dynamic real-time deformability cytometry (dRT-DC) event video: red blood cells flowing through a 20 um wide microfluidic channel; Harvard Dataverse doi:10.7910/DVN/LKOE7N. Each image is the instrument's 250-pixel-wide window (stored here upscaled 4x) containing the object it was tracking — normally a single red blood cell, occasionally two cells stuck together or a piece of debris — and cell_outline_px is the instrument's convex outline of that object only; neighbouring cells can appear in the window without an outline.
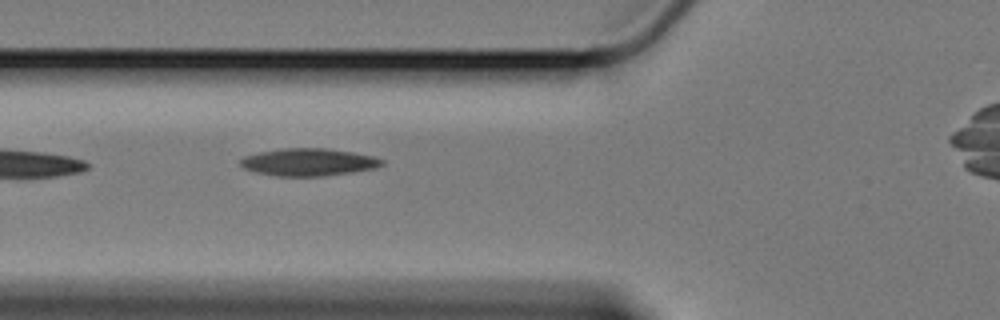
{"species": "Egyptian fruit bat (a non-hibernating species)", "species_latin": "Rousettus aegyptiacus", "temperature_condition": "cold", "stored_images_in_passage": 15, "camera_frame_rate_fps": 3000, "um_per_image_px": 0.085, "animal": {"sex": "female"}, "frame": {"image": 1, "passage_image": 3, "time_ms": 0.667, "image_size_px": [1000, 320], "cell_outline_px": [[384, 164], [376, 168], [352, 172], [320, 176], [280, 176], [256, 172], [244, 168], [240, 164], [240, 160], [244, 156], [260, 152], [280, 148], [328, 148], [352, 152], [372, 156], [384, 160]], "centroid_in_image_um": [26.23, 13.77], "position_along_channel_um": 99.6, "area_um2": 22.54}}
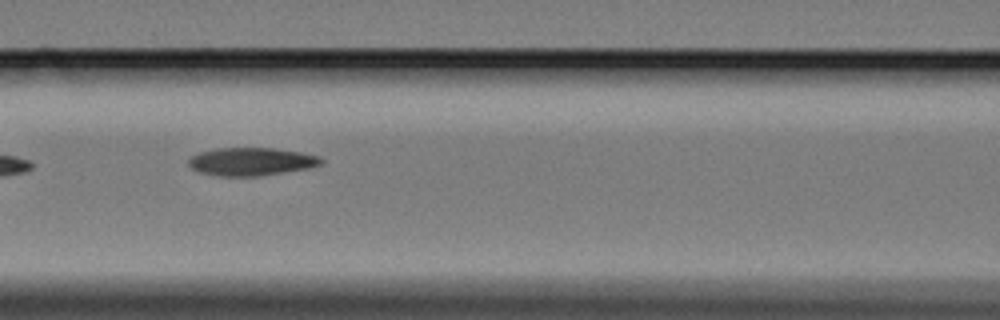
{"frame": {"image": 2, "passage_image": 7, "time_ms": 2.0, "image_size_px": [1000, 320], "cell_outline_px": [[324, 160], [320, 164], [308, 168], [256, 176], [220, 176], [200, 172], [192, 168], [188, 164], [188, 160], [192, 156], [200, 152], [216, 148], [276, 148], [300, 152], [320, 156]], "centroid_in_image_um": [21.35, 13.72], "position_along_channel_um": 145.2, "area_um2": 21.44}}
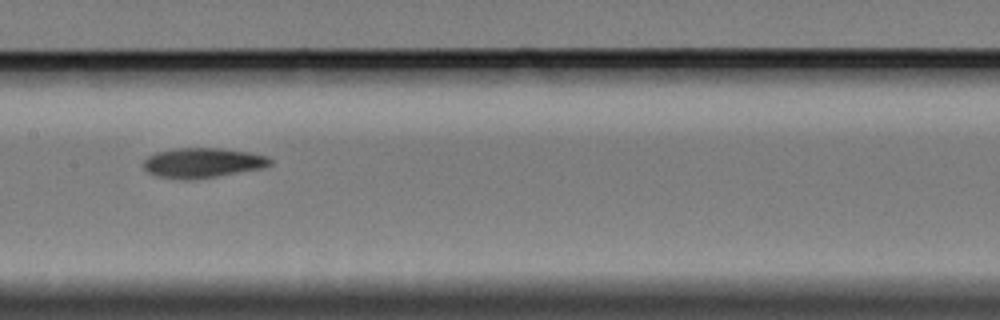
{"frame": {"image": 3, "passage_image": 11, "time_ms": 3.333, "image_size_px": [1000, 320], "cell_outline_px": [[272, 164], [264, 168], [216, 176], [188, 180], [156, 176], [148, 172], [144, 168], [144, 160], [148, 156], [156, 152], [176, 148], [220, 148], [248, 152], [268, 156], [272, 160]], "centroid_in_image_um": [17.23, 13.83], "position_along_channel_um": 190.2, "area_um2": 22.02}}